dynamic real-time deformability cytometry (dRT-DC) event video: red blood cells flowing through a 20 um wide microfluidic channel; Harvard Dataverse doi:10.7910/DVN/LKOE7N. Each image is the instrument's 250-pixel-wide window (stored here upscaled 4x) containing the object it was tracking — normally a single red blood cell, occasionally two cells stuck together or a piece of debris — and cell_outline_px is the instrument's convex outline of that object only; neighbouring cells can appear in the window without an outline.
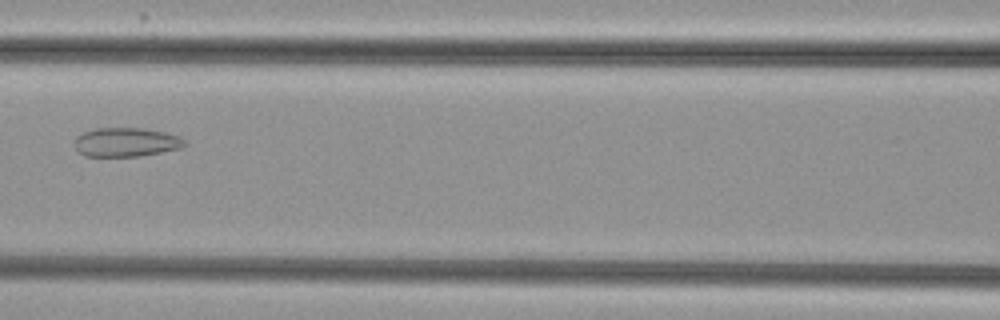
{"species": "common noctule bat (a hibernating species)", "species_latin": "Nyctalus noctula", "temperature_condition": "cold", "stored_images_in_passage": 5, "camera_frame_rate_fps": 3000, "um_per_image_px": 0.085, "animal": {"sex": "female", "body_mass_g": 29.2, "forearm_length_mm": 56.3}, "frame": {"image": 1, "passage_image": 4, "time_ms": 3.667, "image_size_px": [1000, 320], "cell_outline_px": [[188, 144], [184, 148], [140, 156], [84, 156], [76, 148], [76, 136], [84, 132], [96, 128], [144, 128], [164, 132], [180, 136]], "centroid_in_image_um": [10.78, 12.08], "position_along_channel_um": 155.8, "area_um2": 18.67}}
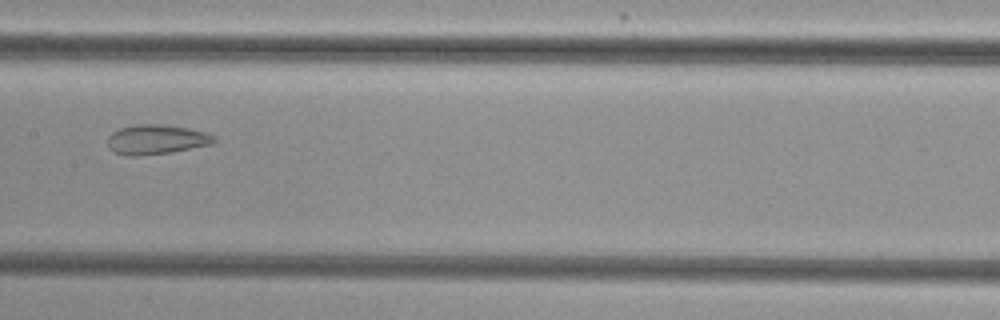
{"frame": {"image": 2, "passage_image": 5, "time_ms": 4.667, "image_size_px": [1000, 320], "cell_outline_px": [[216, 140], [212, 144], [172, 152], [136, 156], [124, 156], [112, 152], [108, 148], [108, 136], [112, 132], [120, 128], [136, 124], [164, 124], [188, 128], [204, 132], [216, 136]], "centroid_in_image_um": [13.25, 11.86], "position_along_channel_um": 194.1, "area_um2": 18.61}}